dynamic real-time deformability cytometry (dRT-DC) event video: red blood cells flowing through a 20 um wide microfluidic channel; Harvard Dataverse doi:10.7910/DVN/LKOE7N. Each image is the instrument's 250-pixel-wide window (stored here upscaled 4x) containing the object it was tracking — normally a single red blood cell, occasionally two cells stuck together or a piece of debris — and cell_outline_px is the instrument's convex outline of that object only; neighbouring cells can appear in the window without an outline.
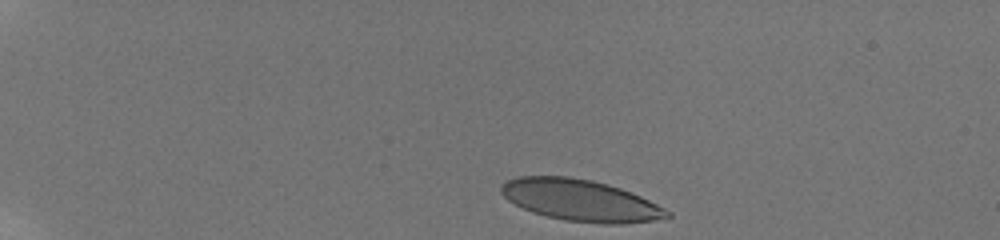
{"species": "human", "species_latin": "Homo sapiens", "temperature_condition": "room temperature", "stored_images_in_passage": 12, "camera_frame_rate_fps": 3000, "um_per_image_px": 0.085, "donor": {"sex": "male"}, "frame": {"image": 1, "passage_image": 1, "time_ms": 0.0, "image_size_px": [1000, 240], "cell_outline_px": [[672, 216], [652, 220], [620, 224], [604, 224], [564, 220], [532, 212], [508, 200], [500, 192], [500, 188], [508, 180], [520, 176], [568, 176], [592, 180], [608, 184], [632, 192], [672, 212]], "centroid_in_image_um": [49.35, 17.02], "position_along_channel_um": 35.7, "area_um2": 39.88}}
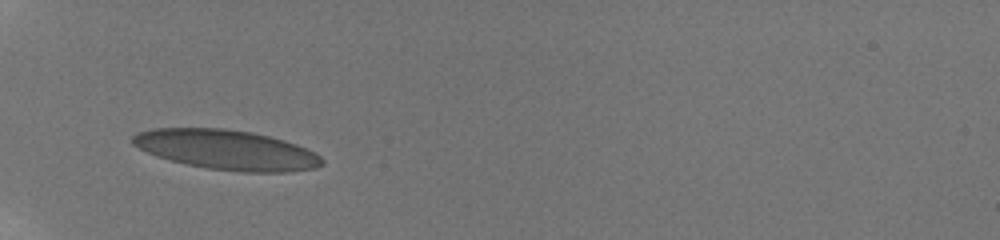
{"frame": {"image": 2, "passage_image": 6, "time_ms": 3.0, "image_size_px": [1000, 240], "cell_outline_px": [[324, 164], [316, 168], [288, 172], [240, 172], [208, 168], [188, 164], [156, 156], [132, 144], [132, 136], [136, 132], [152, 128], [224, 128], [252, 132], [284, 140], [308, 148], [316, 152], [324, 160]], "centroid_in_image_um": [19.3, 12.73], "position_along_channel_um": 65.7, "area_um2": 44.04}}
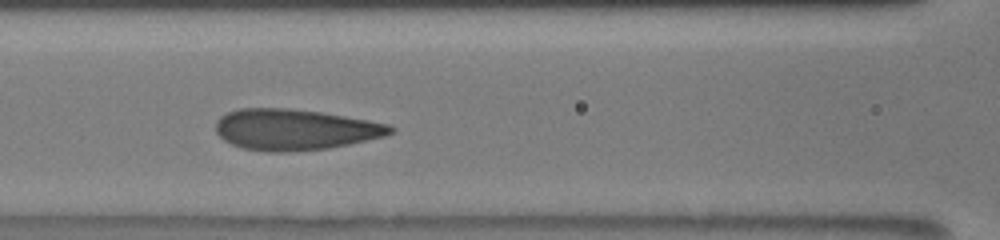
{"frame": {"image": 3, "passage_image": 10, "time_ms": 5.333, "image_size_px": [1000, 240], "cell_outline_px": [[396, 128], [392, 132], [384, 136], [348, 144], [328, 148], [288, 152], [264, 152], [244, 148], [232, 144], [224, 140], [216, 132], [216, 120], [220, 116], [228, 112], [240, 108], [288, 108], [320, 112], [368, 120], [388, 124]], "centroid_in_image_um": [25.03, 11.01], "position_along_channel_um": 141.6, "area_um2": 41.56}}